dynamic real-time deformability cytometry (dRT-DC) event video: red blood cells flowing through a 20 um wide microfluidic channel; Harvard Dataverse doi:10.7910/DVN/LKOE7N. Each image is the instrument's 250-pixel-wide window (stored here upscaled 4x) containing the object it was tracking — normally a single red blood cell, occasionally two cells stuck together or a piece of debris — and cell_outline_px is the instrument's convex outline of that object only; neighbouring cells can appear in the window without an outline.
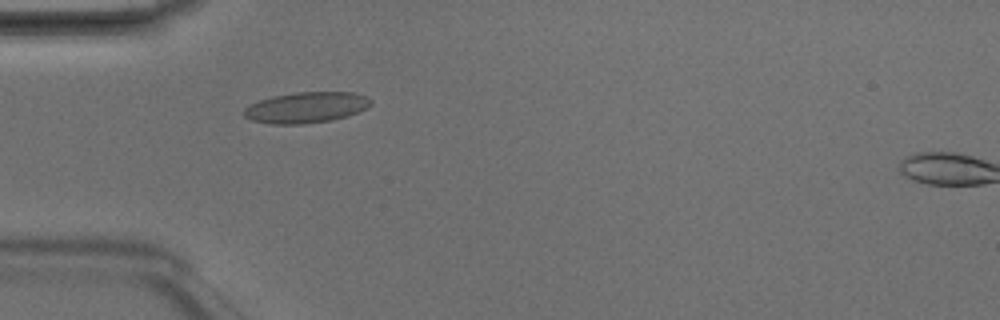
{"species": "Egyptian fruit bat (a non-hibernating species)", "species_latin": "Rousettus aegyptiacus", "temperature_condition": "room temperature", "stored_images_in_passage": 4, "camera_frame_rate_fps": 3000, "um_per_image_px": 0.085, "animal": {"sex": "male"}, "frame": {"image": 1, "passage_image": 3, "time_ms": 0.667, "image_size_px": [1000, 320], "cell_outline_px": [[372, 104], [360, 112], [348, 116], [332, 120], [300, 124], [272, 124], [252, 120], [244, 116], [244, 108], [260, 100], [272, 96], [296, 92], [352, 92], [368, 96], [372, 100]], "centroid_in_image_um": [26.08, 9.13], "position_along_channel_um": 58.9, "area_um2": 22.89}}